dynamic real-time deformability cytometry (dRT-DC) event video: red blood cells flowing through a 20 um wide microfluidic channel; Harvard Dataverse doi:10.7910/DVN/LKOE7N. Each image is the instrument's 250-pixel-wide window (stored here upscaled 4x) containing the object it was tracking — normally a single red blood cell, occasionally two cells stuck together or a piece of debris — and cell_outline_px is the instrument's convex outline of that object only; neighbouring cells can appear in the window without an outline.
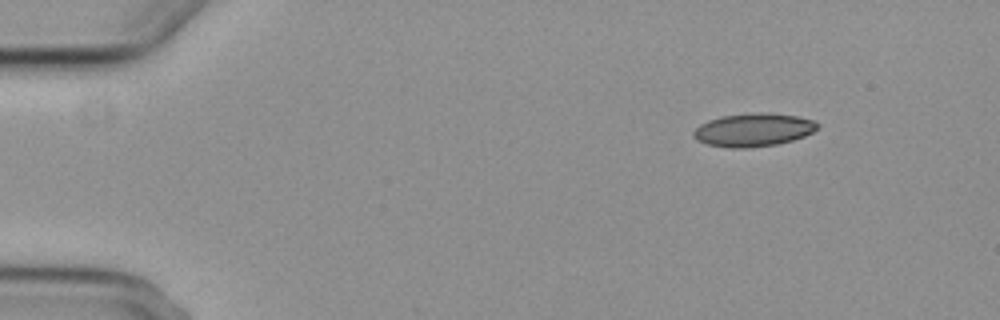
{"species": "common noctule bat (a hibernating species)", "species_latin": "Nyctalus noctula", "temperature_condition": "cold", "stored_images_in_passage": 4, "camera_frame_rate_fps": 3000, "um_per_image_px": 0.085, "animal": {"sex": "female", "body_mass_g": 29.2, "forearm_length_mm": 56.3}, "frame": {"image": 1, "passage_image": 1, "time_ms": 0.0, "image_size_px": [1000, 320], "cell_outline_px": [[820, 124], [812, 132], [804, 136], [792, 140], [776, 144], [748, 148], [728, 148], [708, 144], [696, 140], [692, 136], [692, 132], [700, 124], [708, 120], [724, 116], [760, 112], [768, 112], [796, 116], [812, 120]], "centroid_in_image_um": [64.01, 11.04], "position_along_channel_um": 21.0, "area_um2": 23.87}}
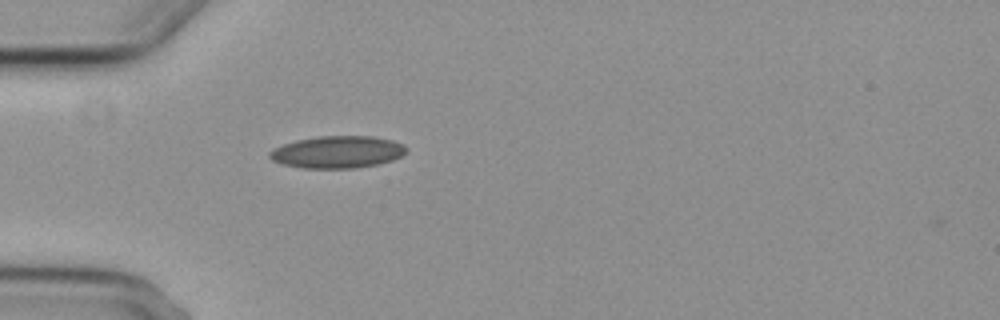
{"frame": {"image": 2, "passage_image": 4, "time_ms": 3.333, "image_size_px": [1000, 320], "cell_outline_px": [[408, 148], [400, 156], [392, 160], [376, 164], [356, 168], [304, 168], [284, 164], [272, 160], [268, 156], [268, 152], [272, 148], [296, 140], [320, 136], [372, 136], [392, 140], [404, 144]], "centroid_in_image_um": [28.66, 12.91], "position_along_channel_um": 56.3, "area_um2": 25.55}}